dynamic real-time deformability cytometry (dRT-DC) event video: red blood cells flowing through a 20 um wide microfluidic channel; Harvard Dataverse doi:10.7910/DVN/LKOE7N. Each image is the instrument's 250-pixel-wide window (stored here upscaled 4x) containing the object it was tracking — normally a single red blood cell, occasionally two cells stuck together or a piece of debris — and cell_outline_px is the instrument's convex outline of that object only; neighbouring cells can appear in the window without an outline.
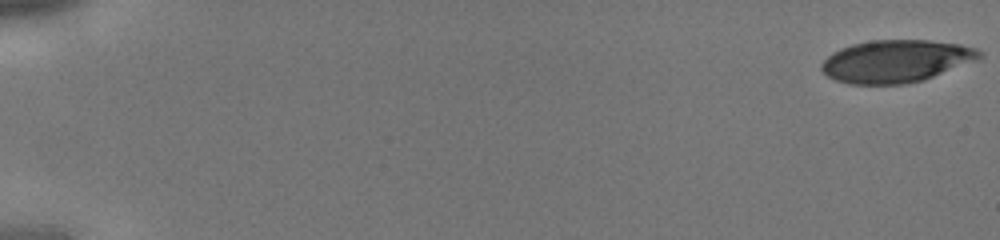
{"species": "human", "species_latin": "Homo sapiens", "temperature_condition": "cold", "stored_images_in_passage": 19, "camera_frame_rate_fps": 3000, "um_per_image_px": 0.085, "donor": {"sex": "male"}, "frame": {"image": 1, "passage_image": 1, "time_ms": 0.0, "image_size_px": [1000, 240], "cell_outline_px": [[984, 56], [976, 60], [924, 80], [904, 84], [852, 84], [836, 80], [828, 76], [820, 68], [820, 64], [832, 52], [840, 48], [852, 44], [872, 40], [928, 40], [960, 44], [976, 48]], "centroid_in_image_um": [76.15, 5.19], "position_along_channel_um": 8.8, "area_um2": 39.02}}
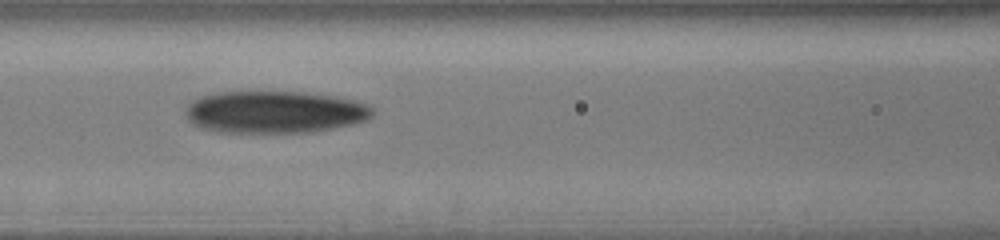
{"frame": {"image": 2, "passage_image": 14, "time_ms": 4.333, "image_size_px": [1000, 240], "cell_outline_px": [[372, 116], [368, 120], [352, 124], [312, 132], [220, 132], [204, 128], [192, 124], [188, 120], [184, 112], [188, 104], [192, 100], [200, 96], [220, 92], [304, 92], [336, 96], [368, 104], [372, 108]], "centroid_in_image_um": [23.33, 9.52], "position_along_channel_um": 143.3, "area_um2": 46.01}}
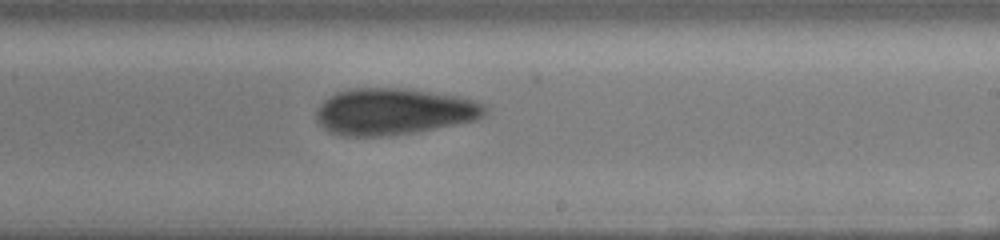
{"frame": {"image": 3, "passage_image": 19, "time_ms": 6.0, "image_size_px": [1000, 240], "cell_outline_px": [[488, 112], [484, 116], [476, 120], [456, 124], [412, 132], [380, 136], [344, 136], [328, 132], [316, 120], [316, 108], [324, 100], [336, 92], [352, 88], [404, 88], [460, 96], [476, 100], [488, 104]], "centroid_in_image_um": [33.49, 9.47], "position_along_channel_um": 255.5, "area_um2": 46.01}}